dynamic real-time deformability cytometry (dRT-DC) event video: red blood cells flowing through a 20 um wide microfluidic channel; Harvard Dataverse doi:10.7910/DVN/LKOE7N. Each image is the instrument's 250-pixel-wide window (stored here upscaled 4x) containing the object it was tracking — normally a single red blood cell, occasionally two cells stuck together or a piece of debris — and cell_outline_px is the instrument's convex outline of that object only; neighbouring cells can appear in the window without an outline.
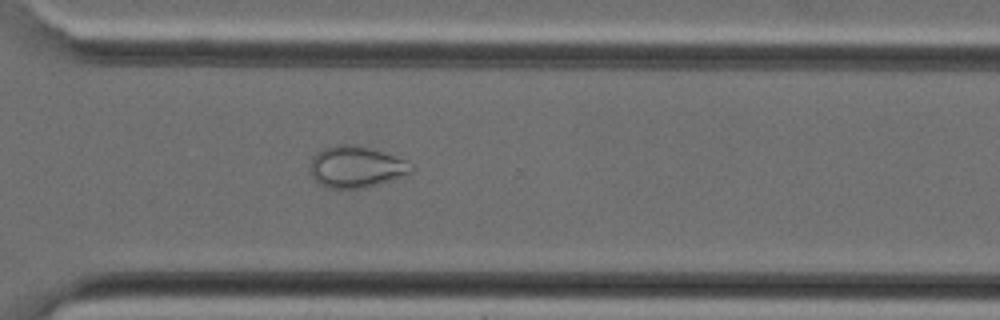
{"species": "Egyptian fruit bat (a non-hibernating species)", "species_latin": "Rousettus aegyptiacus", "temperature_condition": "cold", "stored_images_in_passage": 36, "camera_frame_rate_fps": 3000, "um_per_image_px": 0.085, "animal": {"sex": "female"}, "frame": {"image": 1, "passage_image": 26, "time_ms": 8.333, "image_size_px": [1000, 320], "cell_outline_px": [[416, 168], [412, 172], [404, 176], [364, 188], [324, 188], [312, 176], [312, 156], [316, 152], [324, 148], [340, 144], [348, 144], [368, 148], [408, 160]], "centroid_in_image_um": [30.31, 14.19], "position_along_channel_um": 340.3, "area_um2": 24.28}}
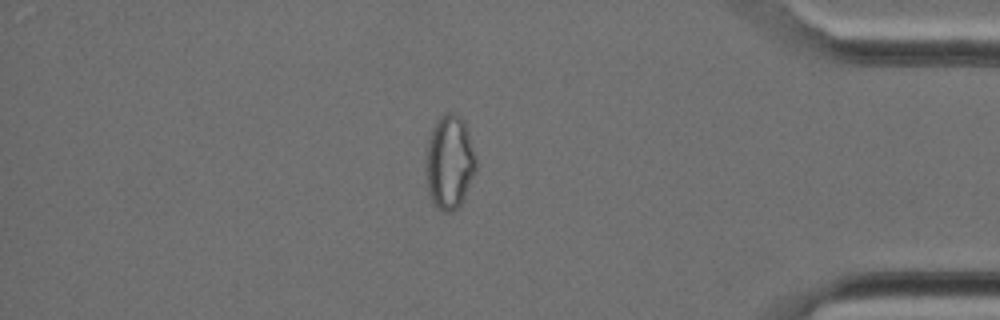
{"frame": {"image": 2, "passage_image": 31, "time_ms": 10.0, "image_size_px": [1000, 320], "cell_outline_px": [[476, 172], [460, 204], [452, 212], [440, 212], [432, 204], [428, 192], [424, 168], [424, 160], [428, 140], [432, 128], [436, 120], [440, 116], [448, 112], [452, 112], [460, 116], [464, 120], [468, 132], [476, 160]], "centroid_in_image_um": [38.16, 13.8], "position_along_channel_um": 397.0, "area_um2": 27.98}}